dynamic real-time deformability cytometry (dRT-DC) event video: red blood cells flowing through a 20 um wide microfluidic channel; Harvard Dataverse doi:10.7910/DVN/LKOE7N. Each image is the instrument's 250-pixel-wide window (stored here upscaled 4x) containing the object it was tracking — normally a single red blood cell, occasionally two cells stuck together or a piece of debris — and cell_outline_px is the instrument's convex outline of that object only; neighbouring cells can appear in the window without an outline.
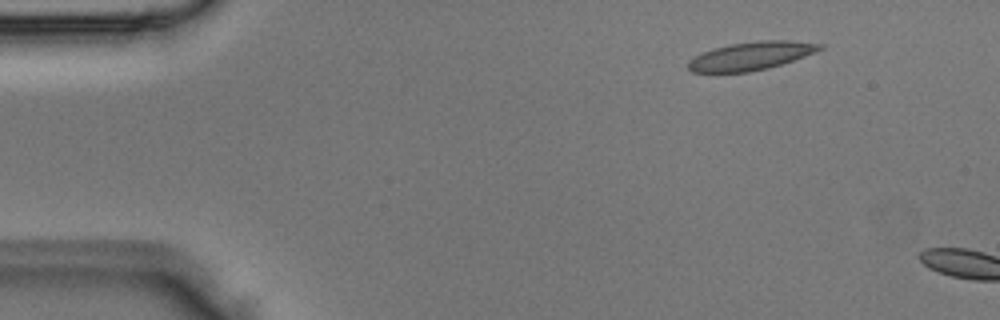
{"species": "Egyptian fruit bat (a non-hibernating species)", "species_latin": "Rousettus aegyptiacus", "temperature_condition": "room temperature", "stored_images_in_passage": 2, "camera_frame_rate_fps": 3000, "um_per_image_px": 0.085, "animal": {"sex": "male"}, "frame": {"image": 1, "passage_image": 1, "time_ms": 0.0, "image_size_px": [1000, 320], "cell_outline_px": [[824, 48], [816, 52], [768, 68], [748, 72], [692, 72], [688, 68], [688, 60], [700, 52], [712, 48], [732, 44], [760, 40], [784, 40], [824, 44]], "centroid_in_image_um": [63.8, 4.75], "position_along_channel_um": 21.2, "area_um2": 21.56}}